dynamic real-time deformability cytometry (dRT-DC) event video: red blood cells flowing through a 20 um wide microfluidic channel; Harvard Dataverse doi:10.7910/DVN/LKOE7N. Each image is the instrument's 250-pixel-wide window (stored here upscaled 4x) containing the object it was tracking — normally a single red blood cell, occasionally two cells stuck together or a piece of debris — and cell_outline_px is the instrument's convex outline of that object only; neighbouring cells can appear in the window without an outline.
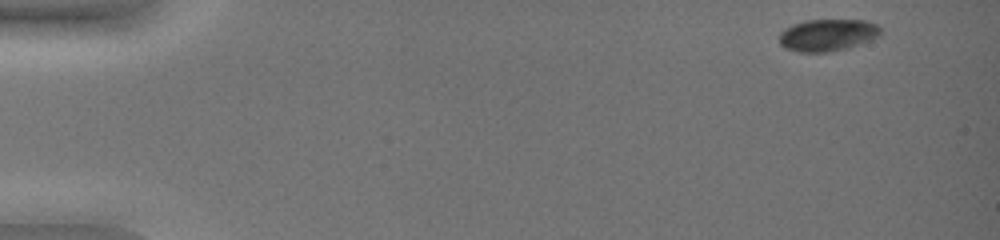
{"species": "common noctule bat (a hibernating species)", "species_latin": "Nyctalus noctula", "temperature_condition": "warm", "stored_images_in_passage": 47, "camera_frame_rate_fps": 3000, "um_per_image_px": 0.085, "animal": {"sex": "female", "body_mass_g": 19.0, "forearm_length_mm": 51.5}, "frame": {"image": 1, "passage_image": 1, "time_ms": 0.0, "image_size_px": [1000, 240], "cell_outline_px": [[880, 36], [848, 48], [828, 52], [800, 52], [784, 48], [780, 44], [780, 32], [784, 28], [792, 24], [804, 20], [864, 20], [876, 24], [880, 28]], "centroid_in_image_um": [70.31, 2.98], "position_along_channel_um": 14.7, "area_um2": 18.96}}
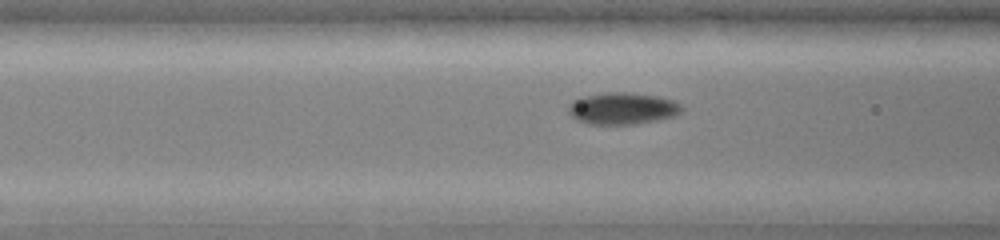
{"frame": {"image": 2, "passage_image": 19, "time_ms": 6.0, "image_size_px": [1000, 240], "cell_outline_px": [[684, 108], [676, 116], [636, 124], [588, 124], [576, 120], [568, 112], [568, 104], [580, 96], [604, 92], [628, 92], [660, 96], [672, 100], [680, 104]], "centroid_in_image_um": [52.89, 9.21], "position_along_channel_um": 113.7, "area_um2": 21.33}}
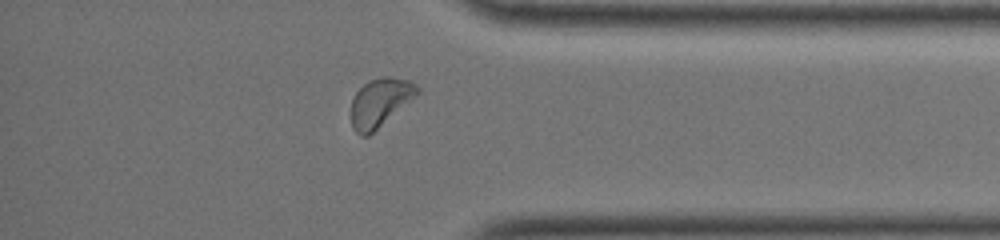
{"frame": {"image": 3, "passage_image": 41, "time_ms": 13.333, "image_size_px": [1000, 240], "cell_outline_px": [[420, 92], [368, 136], [360, 136], [352, 128], [352, 100], [356, 92], [368, 80], [384, 76], [388, 76], [408, 80], [416, 84], [420, 88]], "centroid_in_image_um": [32.3, 8.69], "position_along_channel_um": 402.9, "area_um2": 18.38}, "authors_computed_cell_mechanics": {"area_um2": 19.5942, "velocity_mm_per_s": 3.9663, "shape_relaxation_time_tau1_ms": 2.7846, "shape_relaxation_time_tau2_ms": null, "deformation_change_tau1": 0.091, "deformation_change_tau2": null}}